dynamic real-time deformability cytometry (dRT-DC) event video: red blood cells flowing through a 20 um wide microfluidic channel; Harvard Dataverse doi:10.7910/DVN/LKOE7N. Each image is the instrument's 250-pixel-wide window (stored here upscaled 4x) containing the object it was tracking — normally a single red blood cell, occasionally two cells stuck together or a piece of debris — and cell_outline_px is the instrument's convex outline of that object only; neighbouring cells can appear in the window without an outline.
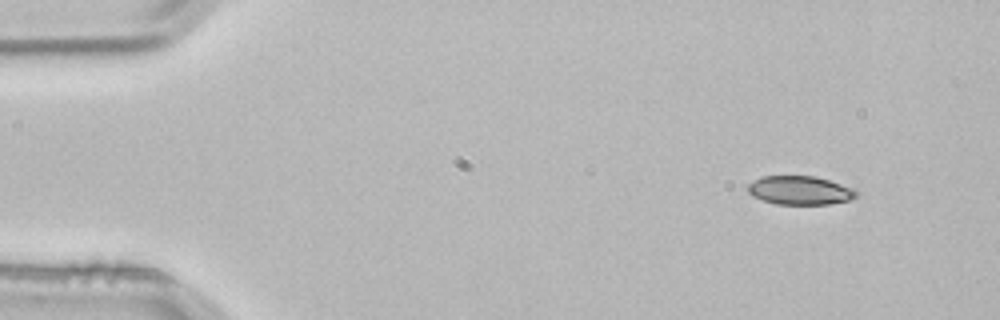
{"species": "common noctule bat (a hibernating species)", "species_latin": "Nyctalus noctula", "temperature_condition": "room temperature", "stored_images_in_passage": 3, "camera_frame_rate_fps": 3000, "um_per_image_px": 0.085, "animal": {"sex": "male", "body_mass_g": 21.5, "forearm_length_mm": 52.0}, "frame": {"image": 1, "passage_image": 1, "time_ms": 0.0, "image_size_px": [1000, 320], "cell_outline_px": [[860, 192], [856, 196], [848, 200], [828, 204], [776, 204], [752, 196], [748, 192], [748, 184], [752, 180], [760, 176], [816, 176], [852, 188]], "centroid_in_image_um": [67.96, 16.17], "position_along_channel_um": 17.0, "area_um2": 18.09}}
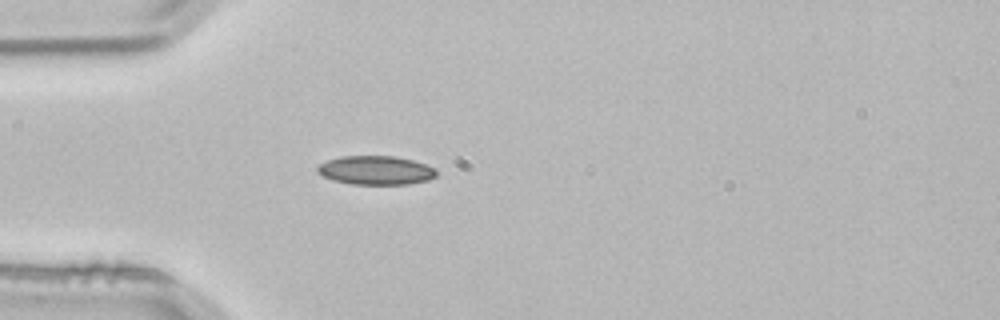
{"frame": {"image": 2, "passage_image": 3, "time_ms": 0.667, "image_size_px": [1000, 320], "cell_outline_px": [[436, 176], [428, 180], [408, 184], [352, 184], [332, 180], [316, 172], [316, 168], [320, 164], [328, 160], [340, 156], [396, 156], [412, 160], [436, 168]], "centroid_in_image_um": [31.93, 14.47], "position_along_channel_um": 53.1, "area_um2": 20.0}}